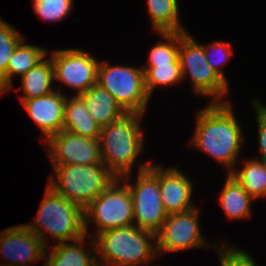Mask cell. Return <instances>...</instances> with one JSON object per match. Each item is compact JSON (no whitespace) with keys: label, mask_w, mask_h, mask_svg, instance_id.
I'll use <instances>...</instances> for the list:
<instances>
[{"label":"cell","mask_w":266,"mask_h":266,"mask_svg":"<svg viewBox=\"0 0 266 266\" xmlns=\"http://www.w3.org/2000/svg\"><path fill=\"white\" fill-rule=\"evenodd\" d=\"M63 129L82 137L99 139L101 126L90 115L83 100L73 95L66 99Z\"/></svg>","instance_id":"cell-19"},{"label":"cell","mask_w":266,"mask_h":266,"mask_svg":"<svg viewBox=\"0 0 266 266\" xmlns=\"http://www.w3.org/2000/svg\"><path fill=\"white\" fill-rule=\"evenodd\" d=\"M143 68L145 88L151 97L158 86H174L182 79L180 64L145 65Z\"/></svg>","instance_id":"cell-24"},{"label":"cell","mask_w":266,"mask_h":266,"mask_svg":"<svg viewBox=\"0 0 266 266\" xmlns=\"http://www.w3.org/2000/svg\"><path fill=\"white\" fill-rule=\"evenodd\" d=\"M66 99L67 95L62 94L58 89L48 95L21 102L44 135L42 140L44 144L63 130Z\"/></svg>","instance_id":"cell-14"},{"label":"cell","mask_w":266,"mask_h":266,"mask_svg":"<svg viewBox=\"0 0 266 266\" xmlns=\"http://www.w3.org/2000/svg\"><path fill=\"white\" fill-rule=\"evenodd\" d=\"M254 199L247 193L233 175L227 173L219 197V203L230 220L248 219L251 216Z\"/></svg>","instance_id":"cell-20"},{"label":"cell","mask_w":266,"mask_h":266,"mask_svg":"<svg viewBox=\"0 0 266 266\" xmlns=\"http://www.w3.org/2000/svg\"><path fill=\"white\" fill-rule=\"evenodd\" d=\"M243 167L235 168L230 174L256 201L266 196V162L257 158L242 160Z\"/></svg>","instance_id":"cell-23"},{"label":"cell","mask_w":266,"mask_h":266,"mask_svg":"<svg viewBox=\"0 0 266 266\" xmlns=\"http://www.w3.org/2000/svg\"><path fill=\"white\" fill-rule=\"evenodd\" d=\"M24 42L25 39L17 45L9 59L7 72L0 80V95L12 89V79L15 75L23 76L47 56L48 50L45 48Z\"/></svg>","instance_id":"cell-18"},{"label":"cell","mask_w":266,"mask_h":266,"mask_svg":"<svg viewBox=\"0 0 266 266\" xmlns=\"http://www.w3.org/2000/svg\"><path fill=\"white\" fill-rule=\"evenodd\" d=\"M204 52L208 64L217 75L228 84L226 76L223 74L224 71L222 67L230 61V57L233 54L232 43L217 40L210 45H204Z\"/></svg>","instance_id":"cell-28"},{"label":"cell","mask_w":266,"mask_h":266,"mask_svg":"<svg viewBox=\"0 0 266 266\" xmlns=\"http://www.w3.org/2000/svg\"><path fill=\"white\" fill-rule=\"evenodd\" d=\"M54 66L51 58L47 56L35 67L21 76V89L23 95L19 97L20 101L36 97H42L55 91L53 84Z\"/></svg>","instance_id":"cell-21"},{"label":"cell","mask_w":266,"mask_h":266,"mask_svg":"<svg viewBox=\"0 0 266 266\" xmlns=\"http://www.w3.org/2000/svg\"><path fill=\"white\" fill-rule=\"evenodd\" d=\"M78 96L101 127L118 120L126 113L113 96L97 83Z\"/></svg>","instance_id":"cell-17"},{"label":"cell","mask_w":266,"mask_h":266,"mask_svg":"<svg viewBox=\"0 0 266 266\" xmlns=\"http://www.w3.org/2000/svg\"><path fill=\"white\" fill-rule=\"evenodd\" d=\"M89 223L97 227L93 238L101 232L134 225L132 197L128 185L121 178L114 180L84 209L85 234Z\"/></svg>","instance_id":"cell-9"},{"label":"cell","mask_w":266,"mask_h":266,"mask_svg":"<svg viewBox=\"0 0 266 266\" xmlns=\"http://www.w3.org/2000/svg\"><path fill=\"white\" fill-rule=\"evenodd\" d=\"M55 176L48 180L56 193L85 209L117 177L101 162L88 165H52Z\"/></svg>","instance_id":"cell-5"},{"label":"cell","mask_w":266,"mask_h":266,"mask_svg":"<svg viewBox=\"0 0 266 266\" xmlns=\"http://www.w3.org/2000/svg\"><path fill=\"white\" fill-rule=\"evenodd\" d=\"M199 209L168 214L160 231L156 234L157 253L178 252L197 247H210L202 235L199 223ZM161 251V252H160Z\"/></svg>","instance_id":"cell-10"},{"label":"cell","mask_w":266,"mask_h":266,"mask_svg":"<svg viewBox=\"0 0 266 266\" xmlns=\"http://www.w3.org/2000/svg\"><path fill=\"white\" fill-rule=\"evenodd\" d=\"M213 249H217L216 251L219 253L221 266H258L254 258L250 256L251 254L245 250L236 248V246L231 247L228 244L220 246V244L215 243Z\"/></svg>","instance_id":"cell-29"},{"label":"cell","mask_w":266,"mask_h":266,"mask_svg":"<svg viewBox=\"0 0 266 266\" xmlns=\"http://www.w3.org/2000/svg\"><path fill=\"white\" fill-rule=\"evenodd\" d=\"M231 102L209 103L196 114L190 145L209 154L231 173L238 165L244 133Z\"/></svg>","instance_id":"cell-1"},{"label":"cell","mask_w":266,"mask_h":266,"mask_svg":"<svg viewBox=\"0 0 266 266\" xmlns=\"http://www.w3.org/2000/svg\"><path fill=\"white\" fill-rule=\"evenodd\" d=\"M24 38L12 25L0 17V80L7 72L13 51Z\"/></svg>","instance_id":"cell-26"},{"label":"cell","mask_w":266,"mask_h":266,"mask_svg":"<svg viewBox=\"0 0 266 266\" xmlns=\"http://www.w3.org/2000/svg\"><path fill=\"white\" fill-rule=\"evenodd\" d=\"M192 183L178 167L164 168L159 165L160 194L167 214L194 208L191 200L194 188Z\"/></svg>","instance_id":"cell-15"},{"label":"cell","mask_w":266,"mask_h":266,"mask_svg":"<svg viewBox=\"0 0 266 266\" xmlns=\"http://www.w3.org/2000/svg\"><path fill=\"white\" fill-rule=\"evenodd\" d=\"M257 98H253L252 104L256 112V121L258 128V142L260 148V156L257 159L266 162V105L258 102Z\"/></svg>","instance_id":"cell-30"},{"label":"cell","mask_w":266,"mask_h":266,"mask_svg":"<svg viewBox=\"0 0 266 266\" xmlns=\"http://www.w3.org/2000/svg\"><path fill=\"white\" fill-rule=\"evenodd\" d=\"M179 62L182 79L189 76L195 94L213 98L211 103L229 102L224 99L229 94V84L208 64L204 45L199 44L188 31L179 32Z\"/></svg>","instance_id":"cell-7"},{"label":"cell","mask_w":266,"mask_h":266,"mask_svg":"<svg viewBox=\"0 0 266 266\" xmlns=\"http://www.w3.org/2000/svg\"><path fill=\"white\" fill-rule=\"evenodd\" d=\"M147 5L156 33L187 32L178 17V0H147Z\"/></svg>","instance_id":"cell-22"},{"label":"cell","mask_w":266,"mask_h":266,"mask_svg":"<svg viewBox=\"0 0 266 266\" xmlns=\"http://www.w3.org/2000/svg\"><path fill=\"white\" fill-rule=\"evenodd\" d=\"M0 266H13V265H10V264H7V263H1V265Z\"/></svg>","instance_id":"cell-31"},{"label":"cell","mask_w":266,"mask_h":266,"mask_svg":"<svg viewBox=\"0 0 266 266\" xmlns=\"http://www.w3.org/2000/svg\"><path fill=\"white\" fill-rule=\"evenodd\" d=\"M129 176L121 179L128 185L132 197L134 225L157 234L168 217L161 200L159 165L141 163L134 184L128 183Z\"/></svg>","instance_id":"cell-6"},{"label":"cell","mask_w":266,"mask_h":266,"mask_svg":"<svg viewBox=\"0 0 266 266\" xmlns=\"http://www.w3.org/2000/svg\"><path fill=\"white\" fill-rule=\"evenodd\" d=\"M94 241L98 266H144L158 257L156 234L135 225L101 232Z\"/></svg>","instance_id":"cell-2"},{"label":"cell","mask_w":266,"mask_h":266,"mask_svg":"<svg viewBox=\"0 0 266 266\" xmlns=\"http://www.w3.org/2000/svg\"><path fill=\"white\" fill-rule=\"evenodd\" d=\"M46 250L42 240L24 224L0 232V254L5 259L3 263L29 266L32 262L44 260Z\"/></svg>","instance_id":"cell-13"},{"label":"cell","mask_w":266,"mask_h":266,"mask_svg":"<svg viewBox=\"0 0 266 266\" xmlns=\"http://www.w3.org/2000/svg\"><path fill=\"white\" fill-rule=\"evenodd\" d=\"M143 115L125 113L118 120L101 127L102 162L117 178L132 174V167L144 149V133L140 125Z\"/></svg>","instance_id":"cell-3"},{"label":"cell","mask_w":266,"mask_h":266,"mask_svg":"<svg viewBox=\"0 0 266 266\" xmlns=\"http://www.w3.org/2000/svg\"><path fill=\"white\" fill-rule=\"evenodd\" d=\"M47 145L52 165H88L102 162L99 139H91L61 130L52 136Z\"/></svg>","instance_id":"cell-12"},{"label":"cell","mask_w":266,"mask_h":266,"mask_svg":"<svg viewBox=\"0 0 266 266\" xmlns=\"http://www.w3.org/2000/svg\"><path fill=\"white\" fill-rule=\"evenodd\" d=\"M32 8L44 21H62L72 10L74 0H32Z\"/></svg>","instance_id":"cell-27"},{"label":"cell","mask_w":266,"mask_h":266,"mask_svg":"<svg viewBox=\"0 0 266 266\" xmlns=\"http://www.w3.org/2000/svg\"><path fill=\"white\" fill-rule=\"evenodd\" d=\"M54 66V77L79 95L97 83L99 60L82 49H57L49 56Z\"/></svg>","instance_id":"cell-11"},{"label":"cell","mask_w":266,"mask_h":266,"mask_svg":"<svg viewBox=\"0 0 266 266\" xmlns=\"http://www.w3.org/2000/svg\"><path fill=\"white\" fill-rule=\"evenodd\" d=\"M35 233L48 247L47 233L57 240L56 243L75 241L85 234L84 209L46 186L45 195L40 203L37 216L31 223L24 224Z\"/></svg>","instance_id":"cell-4"},{"label":"cell","mask_w":266,"mask_h":266,"mask_svg":"<svg viewBox=\"0 0 266 266\" xmlns=\"http://www.w3.org/2000/svg\"><path fill=\"white\" fill-rule=\"evenodd\" d=\"M97 84L107 90L126 113L144 114L150 96L142 67L99 61Z\"/></svg>","instance_id":"cell-8"},{"label":"cell","mask_w":266,"mask_h":266,"mask_svg":"<svg viewBox=\"0 0 266 266\" xmlns=\"http://www.w3.org/2000/svg\"><path fill=\"white\" fill-rule=\"evenodd\" d=\"M85 237L86 235L73 241L72 244L63 242L57 243L53 247L50 245L49 248L52 249L49 254L45 252L43 266H98L94 238L87 239ZM85 239L91 244L90 247H93L90 253L84 247Z\"/></svg>","instance_id":"cell-16"},{"label":"cell","mask_w":266,"mask_h":266,"mask_svg":"<svg viewBox=\"0 0 266 266\" xmlns=\"http://www.w3.org/2000/svg\"><path fill=\"white\" fill-rule=\"evenodd\" d=\"M165 41H159L149 52L148 64H180L179 62V32L157 33Z\"/></svg>","instance_id":"cell-25"}]
</instances>
